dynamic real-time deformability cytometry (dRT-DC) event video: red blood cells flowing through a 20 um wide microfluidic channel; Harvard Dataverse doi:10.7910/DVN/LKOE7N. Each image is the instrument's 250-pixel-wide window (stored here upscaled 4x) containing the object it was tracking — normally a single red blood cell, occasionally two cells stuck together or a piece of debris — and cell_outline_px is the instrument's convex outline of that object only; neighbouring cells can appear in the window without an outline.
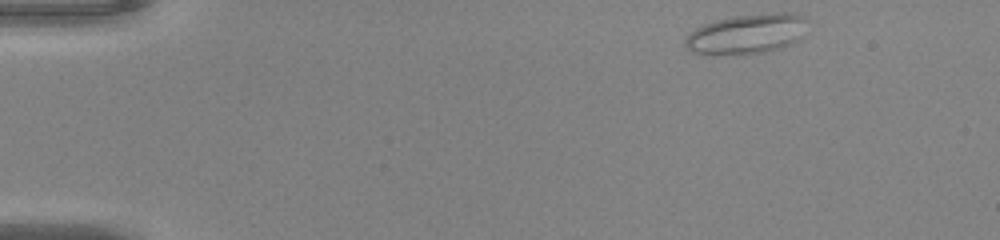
{"species": "common noctule bat (a hibernating species)", "species_latin": "Nyctalus noctula", "temperature_condition": "warm", "stored_images_in_passage": 45, "camera_frame_rate_fps": 3000, "um_per_image_px": 0.085, "animal": {"sex": "male", "body_mass_g": 20.0, "forearm_length_mm": 53.3}, "frame": {"image": 1, "passage_image": 1, "time_ms": 0.0, "image_size_px": [1000, 240], "cell_outline_px": [[808, 20], [800, 40], [780, 48], [764, 52], [740, 56], [712, 56], [692, 52], [684, 44], [684, 40], [688, 32], [704, 24], [716, 20], [736, 16], [780, 12], [792, 12]], "centroid_in_image_um": [63.44, 2.92], "position_along_channel_um": 21.6, "area_um2": 29.02}}
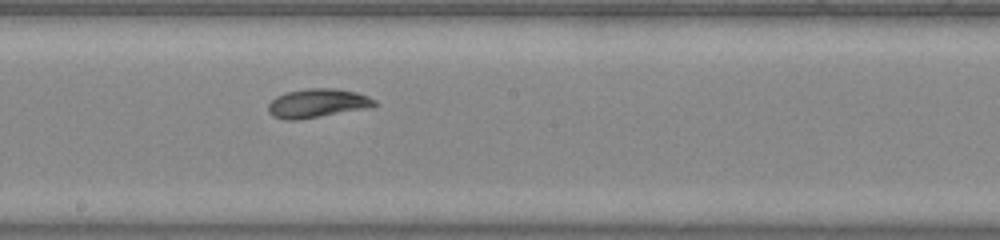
{"frame": {"image": 2, "passage_image": 23, "time_ms": 7.333, "image_size_px": [1000, 240], "cell_outline_px": [[376, 104], [372, 108], [300, 120], [284, 120], [272, 116], [268, 112], [268, 104], [276, 96], [288, 92], [308, 88], [336, 88], [356, 92], [368, 96], [376, 100]], "centroid_in_image_um": [27.0, 8.79], "position_along_channel_um": 221.2, "area_um2": 18.21}}
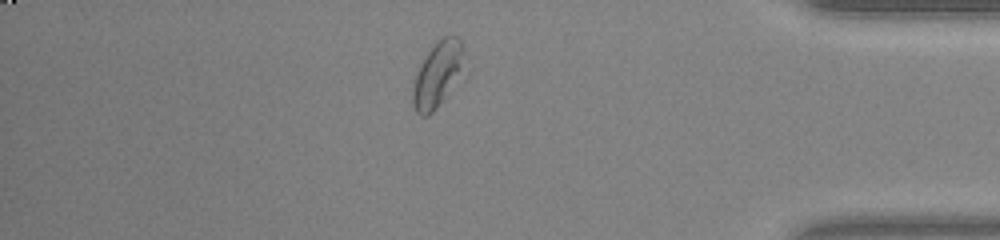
{"frame": {"image": 3, "passage_image": 38, "time_ms": 12.333, "image_size_px": [1000, 240], "cell_outline_px": [[460, 52], [456, 68], [444, 96], [436, 108], [428, 116], [420, 116], [416, 112], [412, 104], [412, 88], [420, 64], [436, 40], [444, 36], [456, 36], [460, 40]], "centroid_in_image_um": [37.0, 6.36], "position_along_channel_um": 398.2, "area_um2": 17.51}, "authors_computed_cell_mechanics": {"area_um2": 18.2648, "velocity_mm_per_s": 4.1027, "shape_relaxation_time_tau1_ms": 4.4442, "shape_relaxation_time_tau2_ms": 3.4635, "deformation_change_tau1": 0.1546, "deformation_change_tau2": 0.0609}}